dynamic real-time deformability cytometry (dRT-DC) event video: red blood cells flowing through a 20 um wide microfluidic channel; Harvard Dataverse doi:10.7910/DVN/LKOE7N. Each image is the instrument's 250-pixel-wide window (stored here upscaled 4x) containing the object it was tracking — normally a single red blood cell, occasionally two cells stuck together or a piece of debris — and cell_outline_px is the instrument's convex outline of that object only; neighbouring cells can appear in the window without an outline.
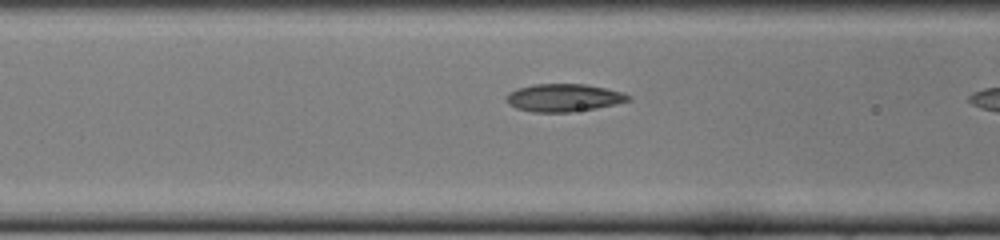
{"species": "common noctule bat (a hibernating species)", "species_latin": "Nyctalus noctula", "temperature_condition": "cold", "stored_images_in_passage": 9, "camera_frame_rate_fps": 3000, "um_per_image_px": 0.085, "animal": {"sex": "female", "body_mass_g": 22.0, "forearm_length_mm": 56.7}, "frame": {"image": 1, "passage_image": 8, "time_ms": 2.333, "image_size_px": [1000, 240], "cell_outline_px": [[632, 100], [616, 104], [596, 108], [568, 112], [536, 112], [516, 108], [508, 104], [508, 92], [516, 88], [536, 84], [584, 84], [604, 88], [620, 92], [632, 96]], "centroid_in_image_um": [47.93, 8.3], "position_along_channel_um": 118.7, "area_um2": 19.54}}